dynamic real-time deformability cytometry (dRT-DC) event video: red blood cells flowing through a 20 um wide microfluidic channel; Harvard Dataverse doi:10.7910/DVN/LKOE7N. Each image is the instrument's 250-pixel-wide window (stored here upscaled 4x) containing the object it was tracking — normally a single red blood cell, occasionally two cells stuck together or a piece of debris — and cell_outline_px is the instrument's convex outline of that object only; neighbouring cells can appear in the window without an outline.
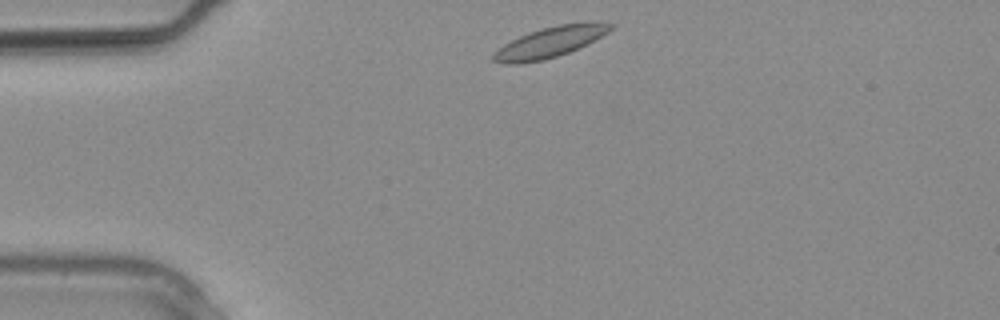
{"species": "common noctule bat (a hibernating species)", "species_latin": "Nyctalus noctula", "temperature_condition": "warm", "stored_images_in_passage": 23, "camera_frame_rate_fps": 3000, "um_per_image_px": 0.085, "animal": {"sex": "male", "body_mass_g": 20.4}, "frame": {"image": 1, "passage_image": 1, "time_ms": 0.0, "image_size_px": [1000, 320], "cell_outline_px": [[616, 24], [608, 32], [588, 44], [568, 52], [544, 60], [520, 64], [504, 64], [492, 60], [492, 56], [504, 44], [520, 36], [544, 28], [560, 24]], "centroid_in_image_um": [46.69, 3.63], "position_along_channel_um": 38.3, "area_um2": 20.06}}
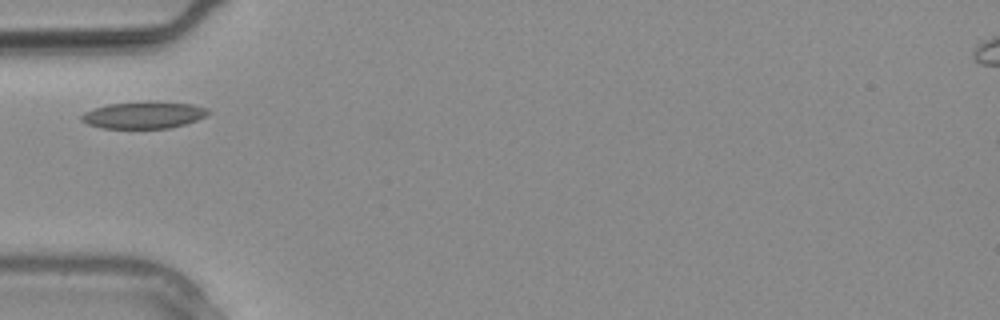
{"frame": {"image": 2, "passage_image": 4, "time_ms": 1.0, "image_size_px": [1000, 320], "cell_outline_px": [[212, 112], [196, 120], [184, 124], [168, 128], [100, 128], [88, 124], [80, 120], [80, 116], [84, 112], [108, 104], [192, 104], [208, 108]], "centroid_in_image_um": [12.19, 9.83], "position_along_channel_um": 72.8, "area_um2": 18.84}}